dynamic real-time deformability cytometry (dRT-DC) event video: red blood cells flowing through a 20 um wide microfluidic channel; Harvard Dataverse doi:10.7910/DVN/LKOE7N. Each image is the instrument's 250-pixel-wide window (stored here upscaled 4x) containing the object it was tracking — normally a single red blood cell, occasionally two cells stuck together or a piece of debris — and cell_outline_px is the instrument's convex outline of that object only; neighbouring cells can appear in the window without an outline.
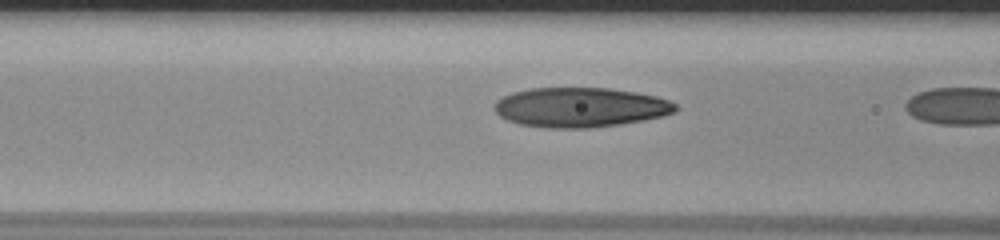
{"species": "human", "species_latin": "Homo sapiens", "temperature_condition": "room temperature", "stored_images_in_passage": 4, "camera_frame_rate_fps": 3000, "um_per_image_px": 0.085, "donor": {"sex": "male"}, "frame": {"image": 1, "passage_image": 3, "time_ms": 0.667, "image_size_px": [1000, 240], "cell_outline_px": [[680, 108], [676, 112], [664, 116], [644, 120], [620, 124], [592, 128], [544, 128], [520, 124], [508, 120], [500, 116], [492, 108], [496, 100], [512, 92], [528, 88], [608, 88], [636, 92], [656, 96], [668, 100], [676, 104]], "centroid_in_image_um": [49.33, 9.12], "position_along_channel_um": 117.3, "area_um2": 42.25}}